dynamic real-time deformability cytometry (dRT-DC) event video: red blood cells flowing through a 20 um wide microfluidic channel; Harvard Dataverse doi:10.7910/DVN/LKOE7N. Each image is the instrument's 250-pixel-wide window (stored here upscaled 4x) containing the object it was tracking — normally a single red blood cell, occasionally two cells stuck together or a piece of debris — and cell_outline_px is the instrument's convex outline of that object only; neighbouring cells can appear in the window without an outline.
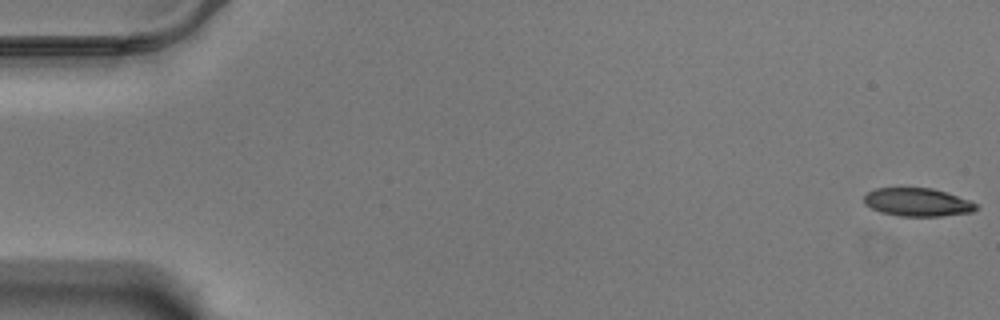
{"species": "Egyptian fruit bat (a non-hibernating species)", "species_latin": "Rousettus aegyptiacus", "temperature_condition": "warm", "stored_images_in_passage": 59, "camera_frame_rate_fps": 3000, "um_per_image_px": 0.085, "animal": {"sex": "male"}, "frame": {"image": 1, "passage_image": 1, "time_ms": 0.0, "image_size_px": [1000, 320], "cell_outline_px": [[980, 208], [972, 212], [940, 216], [900, 216], [880, 212], [864, 204], [864, 196], [868, 192], [876, 188], [932, 188], [968, 200], [976, 204]], "centroid_in_image_um": [77.97, 17.19], "position_along_channel_um": 7.0, "area_um2": 18.26}}
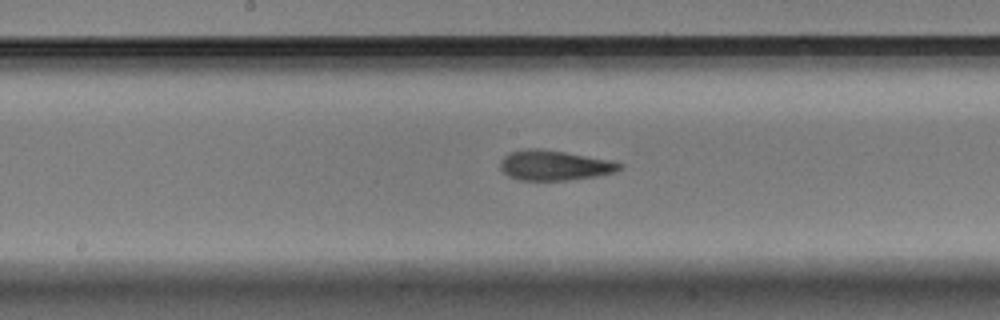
{"frame": {"image": 2, "passage_image": 31, "time_ms": 10.0, "image_size_px": [1000, 320], "cell_outline_px": [[624, 164], [620, 168], [612, 172], [596, 176], [568, 180], [520, 180], [508, 176], [500, 168], [500, 160], [508, 152], [524, 148], [540, 148], [612, 160]], "centroid_in_image_um": [47.08, 14.04], "position_along_channel_um": 201.1, "area_um2": 20.92}}
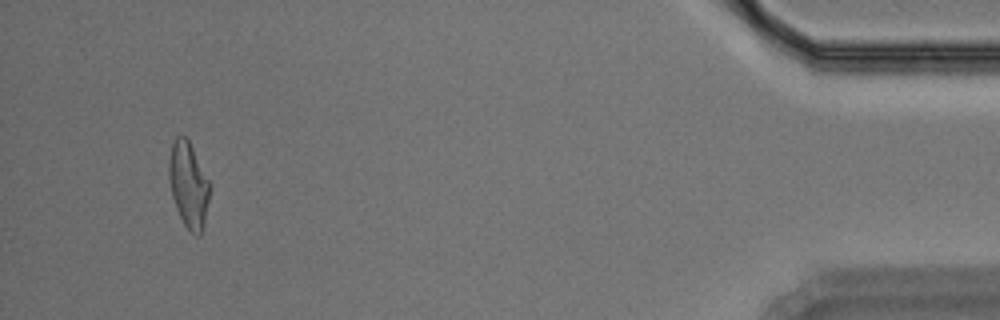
{"frame": {"image": 3, "passage_image": 56, "time_ms": 18.333, "image_size_px": [1000, 320], "cell_outline_px": [[212, 184], [204, 224], [200, 236], [196, 236], [184, 224], [176, 208], [172, 196], [168, 180], [168, 164], [172, 144], [176, 136], [184, 136], [188, 140]], "centroid_in_image_um": [16.04, 15.72], "position_along_channel_um": 419.2, "area_um2": 20.52}, "authors_computed_cell_mechanics": {"area_um2": 20.4034, "velocity_mm_per_s": 3.4701, "shape_relaxation_time_tau1_ms": null, "shape_relaxation_time_tau2_ms": 2.6167, "deformation_change_tau1": null, "deformation_change_tau2": 0.1073}}